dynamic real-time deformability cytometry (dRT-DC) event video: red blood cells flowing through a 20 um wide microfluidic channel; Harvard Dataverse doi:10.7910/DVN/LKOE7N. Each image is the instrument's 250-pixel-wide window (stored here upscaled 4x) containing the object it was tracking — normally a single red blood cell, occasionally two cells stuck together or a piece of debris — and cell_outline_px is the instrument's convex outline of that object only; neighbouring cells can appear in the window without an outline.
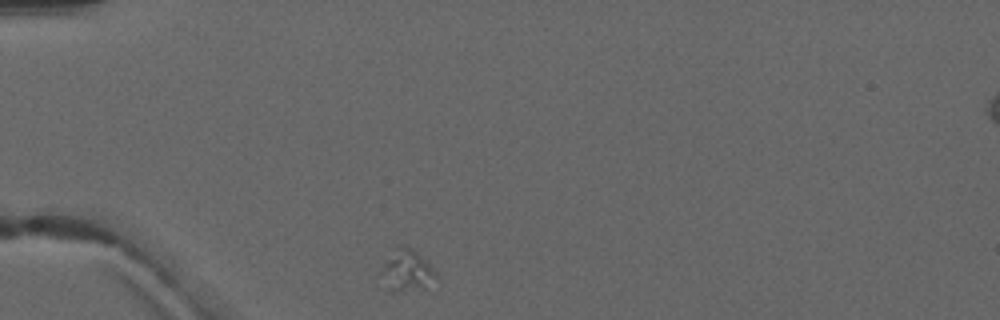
{"species": "common noctule bat (a hibernating species)", "species_latin": "Nyctalus noctula", "temperature_condition": "warm", "stored_images_in_passage": 2, "camera_frame_rate_fps": 3000, "um_per_image_px": 0.085, "animal": {"sex": "male", "forearm_length_mm": 52.5}, "frame": {"image": 1, "passage_image": 1, "time_ms": 0.0, "image_size_px": [1000, 320], "cell_outline_px": [[432, 272], [424, 288], [396, 292], [392, 292], [384, 288], [380, 272], [384, 264], [400, 244], [412, 248], [428, 264]], "centroid_in_image_um": [34.43, 23.02], "position_along_channel_um": 50.6, "area_um2": 12.37}}